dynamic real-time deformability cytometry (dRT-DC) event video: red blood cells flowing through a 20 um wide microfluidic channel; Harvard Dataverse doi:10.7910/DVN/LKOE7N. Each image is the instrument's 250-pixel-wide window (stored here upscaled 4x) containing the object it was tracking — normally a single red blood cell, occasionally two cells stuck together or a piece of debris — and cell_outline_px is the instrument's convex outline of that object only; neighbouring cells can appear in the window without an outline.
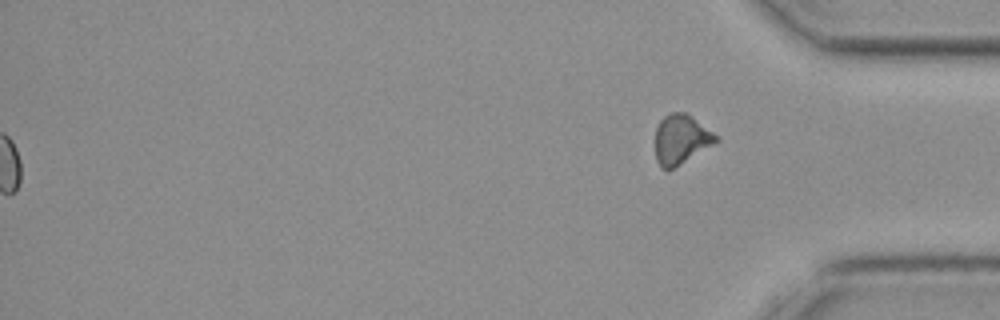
{"species": "common noctule bat (a hibernating species)", "species_latin": "Nyctalus noctula", "temperature_condition": "cold", "stored_images_in_passage": 51, "segment_of_instrument_passage": [2, 2], "camera_frame_rate_fps": 3000, "um_per_image_px": 0.085, "animal": {"sex": "female", "body_mass_g": 19.3, "forearm_length_mm": 54.1}, "frame": {"image": 1, "passage_image": 51, "time_ms": 16.667, "image_size_px": [1000, 320], "cell_outline_px": [[720, 140], [668, 172], [656, 160], [656, 128], [660, 120], [664, 116], [672, 112], [684, 112], [692, 116], [720, 136]], "centroid_in_image_um": [57.92, 11.84], "position_along_channel_um": 377.3, "area_um2": 17.63}}